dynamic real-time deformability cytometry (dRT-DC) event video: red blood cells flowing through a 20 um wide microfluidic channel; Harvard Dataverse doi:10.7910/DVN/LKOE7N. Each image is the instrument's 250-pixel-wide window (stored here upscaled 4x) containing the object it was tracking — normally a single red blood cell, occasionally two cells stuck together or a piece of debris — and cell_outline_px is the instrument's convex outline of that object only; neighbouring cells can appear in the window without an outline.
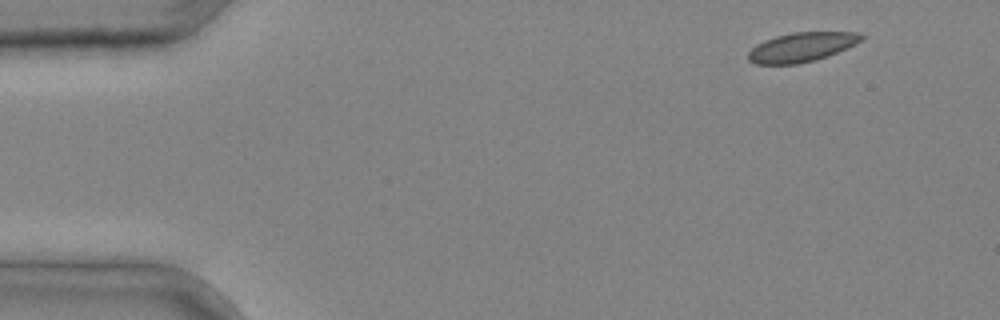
{"species": "common noctule bat (a hibernating species)", "species_latin": "Nyctalus noctula", "temperature_condition": "cold", "stored_images_in_passage": 4, "segment_of_instrument_passage": [1, 2], "camera_frame_rate_fps": 3000, "um_per_image_px": 0.085, "animal": {"sex": "male", "body_mass_g": 20.4}, "frame": {"image": 1, "passage_image": 1, "time_ms": 0.0, "image_size_px": [1000, 320], "cell_outline_px": [[864, 36], [856, 44], [828, 56], [816, 60], [796, 64], [756, 64], [748, 60], [748, 52], [756, 44], [764, 40], [776, 36], [792, 32], [860, 32]], "centroid_in_image_um": [68.13, 4.0], "position_along_channel_um": 16.9, "area_um2": 19.36}}
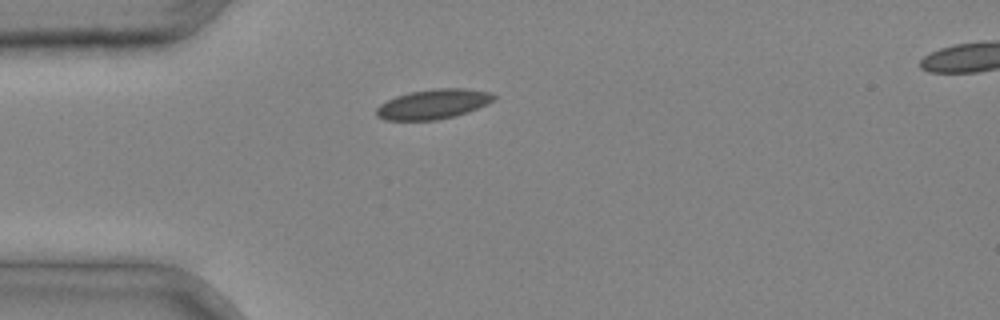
{"frame": {"image": 2, "passage_image": 3, "time_ms": 0.667, "image_size_px": [1000, 320], "cell_outline_px": [[496, 96], [488, 104], [468, 112], [436, 120], [384, 120], [376, 116], [376, 108], [380, 104], [396, 96], [408, 92], [432, 88], [464, 88], [488, 92]], "centroid_in_image_um": [36.79, 8.84], "position_along_channel_um": 48.2, "area_um2": 20.35}}